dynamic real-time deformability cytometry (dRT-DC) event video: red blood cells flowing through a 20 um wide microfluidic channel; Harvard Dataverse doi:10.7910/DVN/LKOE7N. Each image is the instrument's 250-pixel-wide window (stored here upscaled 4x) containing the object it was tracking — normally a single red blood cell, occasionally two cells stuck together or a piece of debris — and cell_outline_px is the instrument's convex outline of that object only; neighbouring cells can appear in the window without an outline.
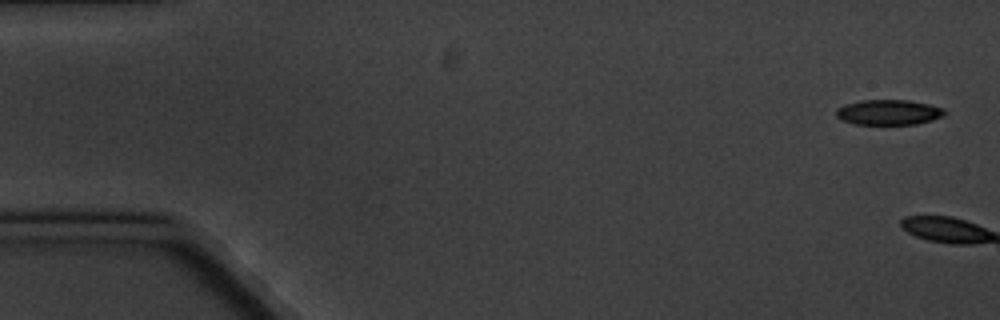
{"species": "common noctule bat (a hibernating species)", "species_latin": "Nyctalus noctula", "temperature_condition": "cold", "stored_images_in_passage": 6, "camera_frame_rate_fps": 3000, "um_per_image_px": 0.085, "animal": {"sex": "male", "body_mass_g": 20.1, "forearm_length_mm": 53.5}, "frame": {"image": 1, "passage_image": 1, "time_ms": 0.0, "image_size_px": [1000, 320], "cell_outline_px": [[948, 112], [944, 116], [932, 120], [916, 124], [852, 124], [840, 120], [836, 116], [836, 108], [844, 104], [860, 100], [908, 100], [928, 104], [944, 108]], "centroid_in_image_um": [75.52, 9.54], "position_along_channel_um": 9.5, "area_um2": 16.18}}
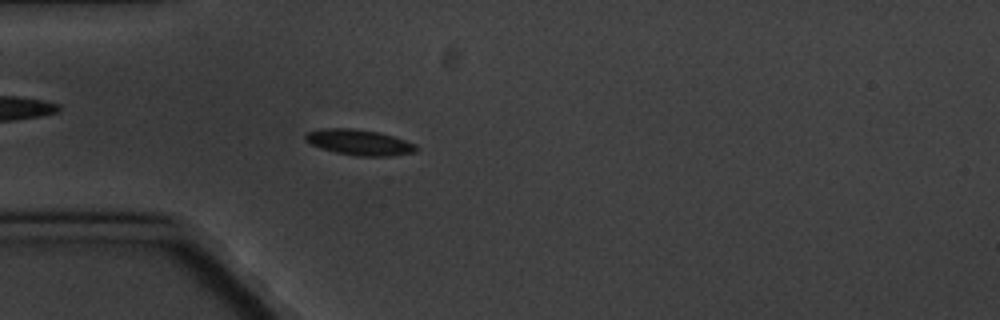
{"frame": {"image": 2, "passage_image": 6, "time_ms": 6.0, "image_size_px": [1000, 320], "cell_outline_px": [[420, 148], [416, 152], [392, 156], [356, 156], [336, 152], [320, 148], [304, 140], [304, 132], [320, 128], [352, 128], [376, 132], [392, 136], [416, 144]], "centroid_in_image_um": [30.51, 12.1], "position_along_channel_um": 54.5, "area_um2": 16.7}}